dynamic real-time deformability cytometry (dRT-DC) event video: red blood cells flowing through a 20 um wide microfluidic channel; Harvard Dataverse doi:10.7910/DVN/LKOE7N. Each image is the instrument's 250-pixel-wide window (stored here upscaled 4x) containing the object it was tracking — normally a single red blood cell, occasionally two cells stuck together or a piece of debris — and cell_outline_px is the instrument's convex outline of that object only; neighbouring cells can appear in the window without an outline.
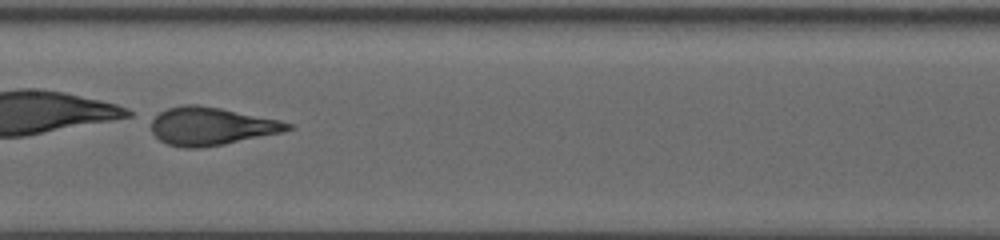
{"species": "human", "species_latin": "Homo sapiens", "temperature_condition": "warm", "stored_images_in_passage": 27, "camera_frame_rate_fps": 3000, "um_per_image_px": 0.085, "donor": {"sex": "female"}, "frame": {"image": 1, "passage_image": 23, "time_ms": 12.0, "image_size_px": [1000, 240], "cell_outline_px": [[292, 128], [284, 132], [224, 144], [200, 148], [184, 148], [168, 144], [160, 140], [152, 132], [152, 120], [160, 112], [168, 108], [184, 104], [196, 104], [220, 108], [280, 120], [292, 124]], "centroid_in_image_um": [17.96, 10.73], "position_along_channel_um": 189.4, "area_um2": 30.0}}